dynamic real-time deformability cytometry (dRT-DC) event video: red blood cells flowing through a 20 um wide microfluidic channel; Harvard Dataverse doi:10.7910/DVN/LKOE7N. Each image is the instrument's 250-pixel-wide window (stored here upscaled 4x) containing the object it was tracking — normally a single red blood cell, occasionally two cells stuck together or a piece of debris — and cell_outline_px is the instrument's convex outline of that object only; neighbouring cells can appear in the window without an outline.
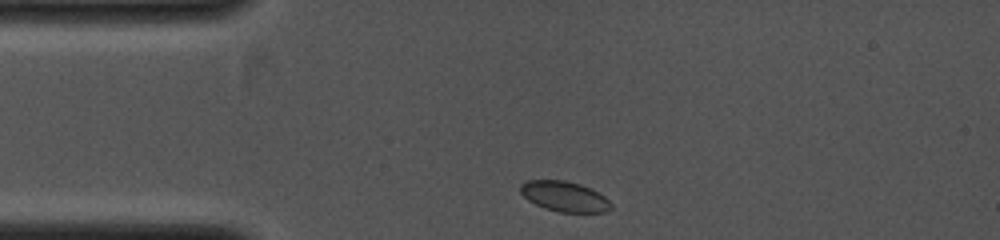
{"species": "common noctule bat (a hibernating species)", "species_latin": "Nyctalus noctula", "temperature_condition": "cold", "stored_images_in_passage": 24, "camera_frame_rate_fps": 4000, "um_per_image_px": 0.085, "animal": {"sex": "female", "body_mass_g": 19.0, "forearm_length_mm": 53.3}, "frame": {"image": 1, "passage_image": 1, "time_ms": 0.0, "image_size_px": [1000, 240], "cell_outline_px": [[612, 208], [604, 212], [560, 212], [544, 208], [528, 200], [520, 192], [520, 184], [528, 180], [564, 180], [580, 184], [592, 188], [604, 196], [612, 204]], "centroid_in_image_um": [47.98, 16.69], "position_along_channel_um": 37.0, "area_um2": 16.01}}
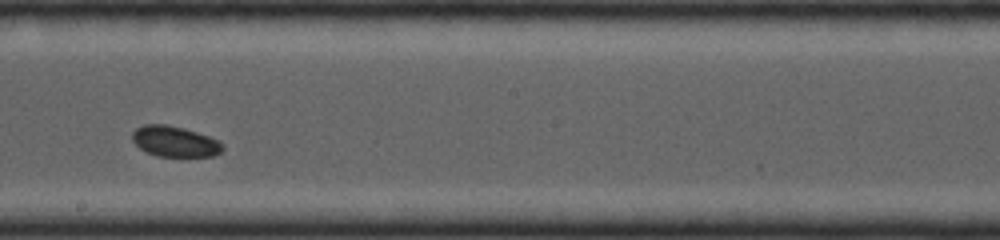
{"frame": {"image": 2, "passage_image": 14, "time_ms": 3.25, "image_size_px": [1000, 240], "cell_outline_px": [[224, 148], [220, 152], [212, 156], [156, 156], [140, 148], [132, 140], [132, 132], [136, 128], [144, 124], [168, 124], [184, 128], [208, 136], [216, 140]], "centroid_in_image_um": [14.81, 12.01], "position_along_channel_um": 233.4, "area_um2": 15.95}}
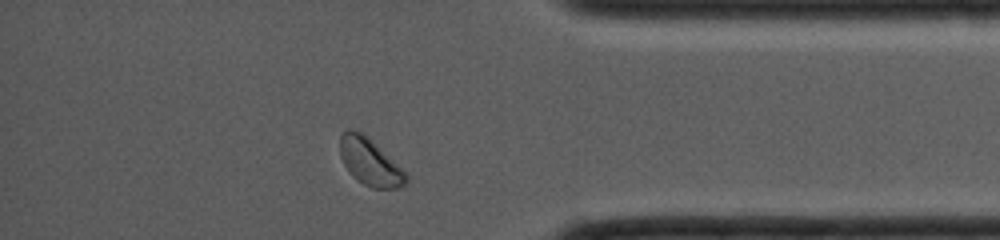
{"frame": {"image": 3, "passage_image": 24, "time_ms": 5.75, "image_size_px": [1000, 240], "cell_outline_px": [[408, 180], [404, 184], [396, 188], [372, 188], [364, 184], [352, 176], [348, 172], [340, 156], [340, 136], [348, 128], [352, 128], [368, 136], [408, 176]], "centroid_in_image_um": [31.39, 13.75], "position_along_channel_um": 403.8, "area_um2": 17.8}}